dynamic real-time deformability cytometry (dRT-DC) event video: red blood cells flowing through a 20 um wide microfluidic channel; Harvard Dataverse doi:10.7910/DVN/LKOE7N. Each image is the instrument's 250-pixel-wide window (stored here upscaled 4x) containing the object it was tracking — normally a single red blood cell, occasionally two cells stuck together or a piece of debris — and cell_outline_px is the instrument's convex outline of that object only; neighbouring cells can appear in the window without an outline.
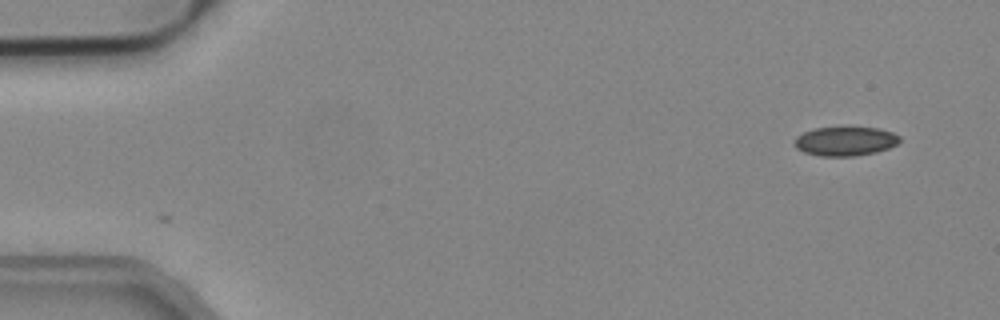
{"species": "common noctule bat (a hibernating species)", "species_latin": "Nyctalus noctula", "temperature_condition": "cold", "stored_images_in_passage": 49, "camera_frame_rate_fps": 3000, "um_per_image_px": 0.085, "animal": {"sex": "male", "body_mass_g": 19.2, "forearm_length_mm": 51.8}, "frame": {"image": 1, "passage_image": 1, "time_ms": 0.0, "image_size_px": [1000, 320], "cell_outline_px": [[900, 140], [896, 144], [888, 148], [876, 152], [856, 156], [820, 156], [804, 152], [796, 148], [792, 144], [792, 140], [796, 136], [804, 132], [816, 128], [880, 128], [892, 132], [900, 136]], "centroid_in_image_um": [71.81, 12.01], "position_along_channel_um": 13.2, "area_um2": 17.86}}
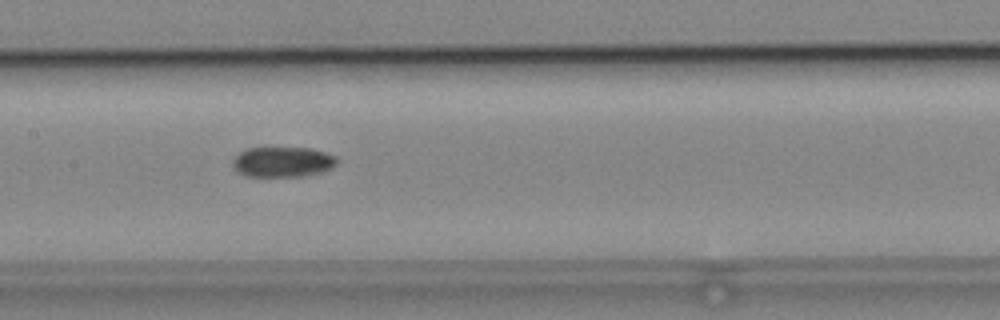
{"frame": {"image": 2, "passage_image": 23, "time_ms": 7.333, "image_size_px": [1000, 320], "cell_outline_px": [[340, 160], [332, 168], [300, 176], [248, 176], [232, 168], [232, 160], [240, 152], [248, 148], [308, 148], [324, 152], [336, 156]], "centroid_in_image_um": [24.02, 13.75], "position_along_channel_um": 183.4, "area_um2": 18.15}}
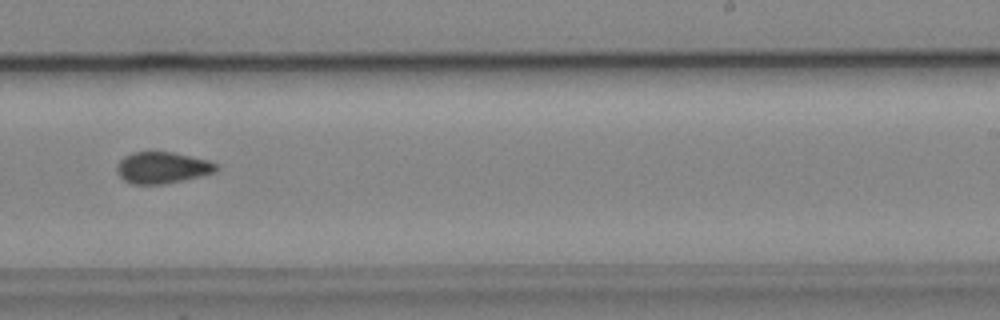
{"frame": {"image": 3, "passage_image": 30, "time_ms": 9.667, "image_size_px": [1000, 320], "cell_outline_px": [[220, 168], [216, 172], [184, 180], [164, 184], [132, 184], [124, 180], [116, 172], [116, 168], [120, 160], [124, 156], [132, 152], [172, 152], [208, 160], [216, 164]], "centroid_in_image_um": [13.79, 14.25], "position_along_channel_um": 275.2, "area_um2": 18.26}, "authors_computed_cell_mechanics": {"area_um2": 18.3226, "velocity_mm_per_s": 3.9576, "shape_relaxation_time_tau1_ms": null, "shape_relaxation_time_tau2_ms": 7.17, "deformation_change_tau1": null, "deformation_change_tau2": 0.1304}}